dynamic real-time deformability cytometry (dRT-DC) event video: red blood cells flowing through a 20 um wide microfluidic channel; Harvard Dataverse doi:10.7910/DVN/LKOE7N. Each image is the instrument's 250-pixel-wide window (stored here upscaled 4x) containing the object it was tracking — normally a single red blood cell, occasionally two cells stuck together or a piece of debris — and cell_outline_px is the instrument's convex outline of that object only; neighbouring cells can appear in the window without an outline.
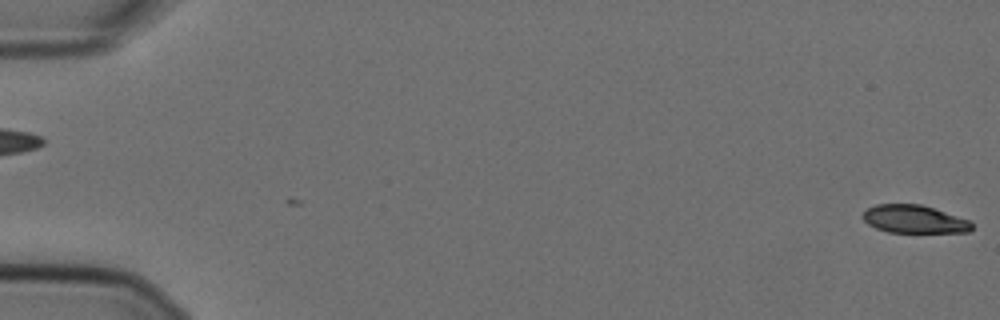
{"species": "Egyptian fruit bat (a non-hibernating species)", "species_latin": "Rousettus aegyptiacus", "temperature_condition": "cold", "stored_images_in_passage": 2, "camera_frame_rate_fps": 3000, "um_per_image_px": 0.085, "animal": {"sex": "female"}, "frame": {"image": 1, "passage_image": 2, "time_ms": 0.333, "image_size_px": [1000, 320], "cell_outline_px": [[972, 228], [968, 232], [888, 232], [876, 228], [868, 224], [860, 216], [868, 208], [876, 204], [920, 204], [968, 220], [972, 224]], "centroid_in_image_um": [77.65, 18.63], "position_along_channel_um": 7.4, "area_um2": 17.51}}